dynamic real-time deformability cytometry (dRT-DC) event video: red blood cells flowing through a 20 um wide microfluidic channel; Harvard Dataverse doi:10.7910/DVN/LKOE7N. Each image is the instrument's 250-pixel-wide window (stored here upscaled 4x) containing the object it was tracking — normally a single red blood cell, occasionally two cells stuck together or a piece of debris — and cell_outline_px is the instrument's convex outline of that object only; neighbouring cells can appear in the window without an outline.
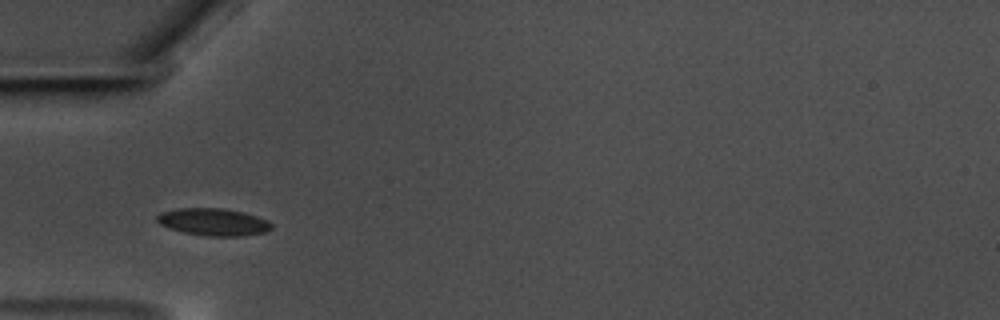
{"species": "common noctule bat (a hibernating species)", "species_latin": "Nyctalus noctula", "temperature_condition": "warm", "stored_images_in_passage": 21, "camera_frame_rate_fps": 3000, "um_per_image_px": 0.085, "animal": {"sex": "male", "body_mass_g": 17.5, "forearm_length_mm": 52.3}, "frame": {"image": 1, "passage_image": 1, "time_ms": 0.0, "image_size_px": [1000, 320], "cell_outline_px": [[272, 228], [268, 232], [244, 236], [208, 236], [184, 232], [168, 228], [160, 224], [156, 220], [156, 216], [160, 212], [176, 208], [224, 208], [244, 212], [268, 220], [272, 224]], "centroid_in_image_um": [18.15, 18.86], "position_along_channel_um": 66.9, "area_um2": 18.44}}
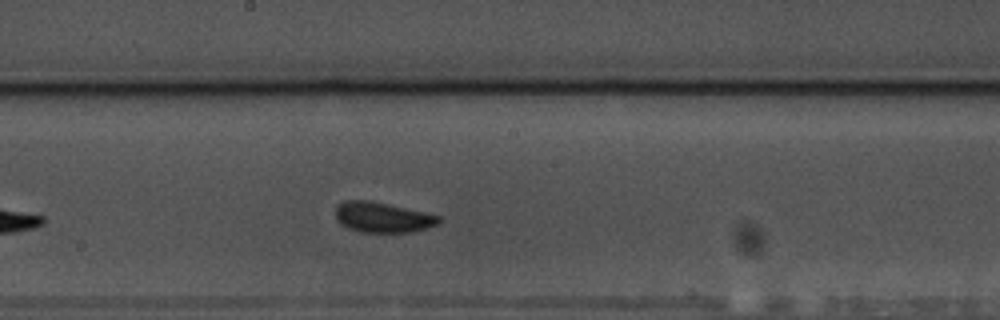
{"frame": {"image": 2, "passage_image": 14, "time_ms": 4.333, "image_size_px": [1000, 320], "cell_outline_px": [[440, 224], [428, 228], [412, 232], [360, 232], [348, 228], [340, 224], [336, 220], [336, 208], [340, 204], [348, 200], [368, 200], [388, 204], [424, 212], [440, 216]], "centroid_in_image_um": [32.53, 18.48], "position_along_channel_um": 215.7, "area_um2": 18.21}}
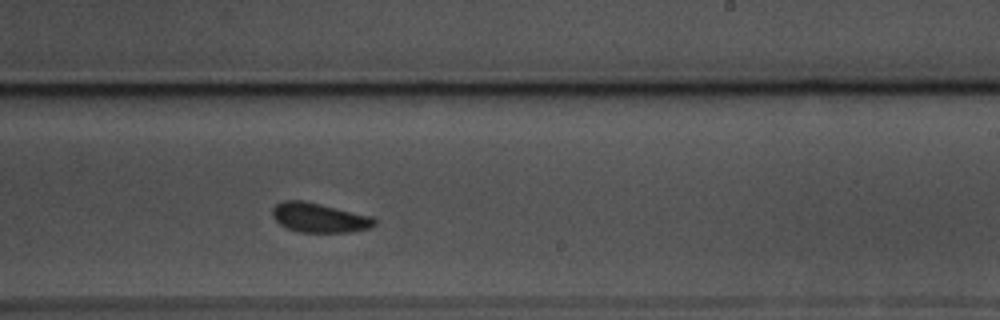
{"frame": {"image": 3, "passage_image": 18, "time_ms": 5.667, "image_size_px": [1000, 320], "cell_outline_px": [[376, 224], [368, 228], [352, 232], [300, 232], [288, 228], [280, 224], [272, 216], [272, 208], [276, 204], [284, 200], [300, 200], [320, 204], [372, 216], [376, 220]], "centroid_in_image_um": [27.13, 18.5], "position_along_channel_um": 261.9, "area_um2": 17.4}}